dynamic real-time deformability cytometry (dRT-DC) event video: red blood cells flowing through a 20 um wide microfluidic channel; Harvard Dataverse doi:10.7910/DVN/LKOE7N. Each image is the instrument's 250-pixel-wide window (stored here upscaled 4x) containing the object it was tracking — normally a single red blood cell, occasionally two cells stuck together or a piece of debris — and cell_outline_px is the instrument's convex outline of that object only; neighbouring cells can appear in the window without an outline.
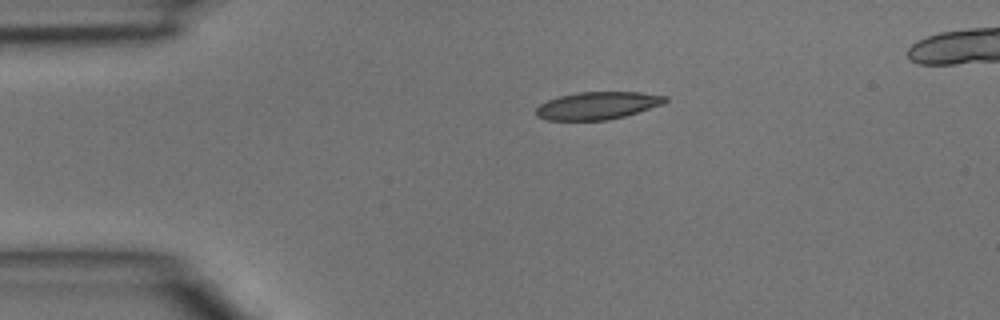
{"species": "common noctule bat (a hibernating species)", "species_latin": "Nyctalus noctula", "temperature_condition": "room temperature", "stored_images_in_passage": 37, "camera_frame_rate_fps": 3000, "um_per_image_px": 0.085, "animal": {"sex": "male", "body_mass_g": 15.6}, "frame": {"image": 1, "passage_image": 1, "time_ms": 0.0, "image_size_px": [1000, 320], "cell_outline_px": [[668, 100], [664, 104], [624, 116], [608, 120], [544, 120], [536, 116], [536, 108], [540, 104], [548, 100], [560, 96], [580, 92], [640, 92], [668, 96]], "centroid_in_image_um": [50.8, 8.97], "position_along_channel_um": 34.2, "area_um2": 20.75}}
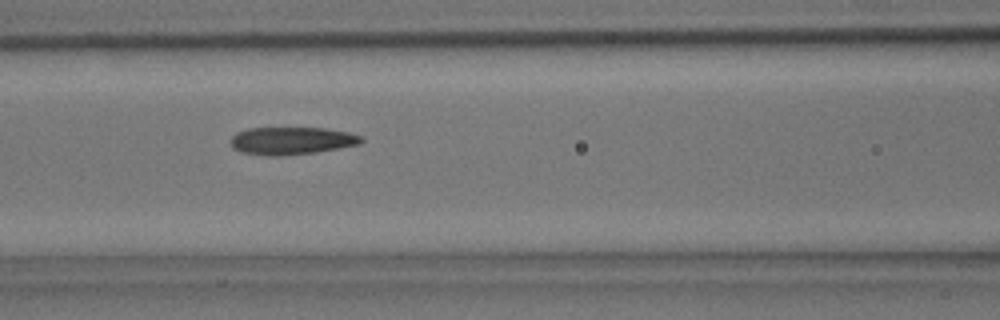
{"frame": {"image": 2, "passage_image": 11, "time_ms": 3.333, "image_size_px": [1000, 320], "cell_outline_px": [[364, 140], [360, 144], [316, 152], [276, 156], [268, 156], [244, 152], [232, 148], [232, 136], [236, 132], [248, 128], [324, 128], [348, 132], [364, 136]], "centroid_in_image_um": [24.82, 11.95], "position_along_channel_um": 141.8, "area_um2": 20.92}}
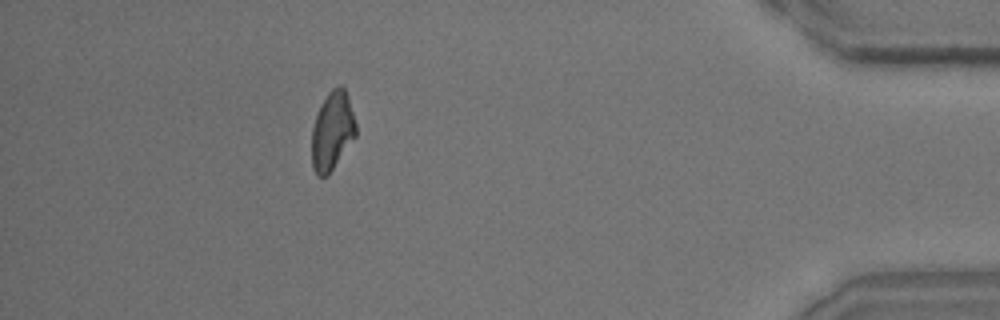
{"frame": {"image": 3, "passage_image": 33, "time_ms": 10.667, "image_size_px": [1000, 320], "cell_outline_px": [[356, 136], [328, 176], [316, 176], [312, 168], [312, 128], [320, 104], [328, 92], [332, 88], [340, 84], [344, 88], [348, 96], [356, 124]], "centroid_in_image_um": [28.24, 11.14], "position_along_channel_um": 407.0, "area_um2": 20.35}}